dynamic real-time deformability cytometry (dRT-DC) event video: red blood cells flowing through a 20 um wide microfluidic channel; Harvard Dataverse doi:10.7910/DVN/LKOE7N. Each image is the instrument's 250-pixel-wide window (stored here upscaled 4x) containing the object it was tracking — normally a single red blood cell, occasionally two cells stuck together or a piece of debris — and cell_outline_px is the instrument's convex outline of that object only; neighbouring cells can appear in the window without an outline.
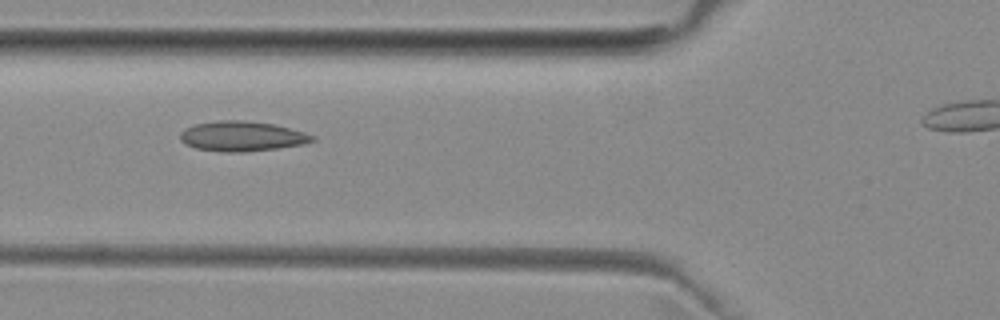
{"species": "common noctule bat (a hibernating species)", "species_latin": "Nyctalus noctula", "temperature_condition": "room temperature", "stored_images_in_passage": 4, "camera_frame_rate_fps": 3000, "um_per_image_px": 0.085, "animal": {"sex": "female", "body_mass_g": 29.2, "forearm_length_mm": 56.3}, "frame": {"image": 1, "passage_image": 2, "time_ms": 1.0, "image_size_px": [1000, 320], "cell_outline_px": [[316, 140], [300, 144], [276, 148], [244, 152], [224, 152], [196, 148], [184, 144], [180, 140], [180, 132], [184, 128], [196, 124], [220, 120], [240, 120], [272, 124], [304, 132], [316, 136]], "centroid_in_image_um": [20.52, 11.58], "position_along_channel_um": 105.3, "area_um2": 22.89}}
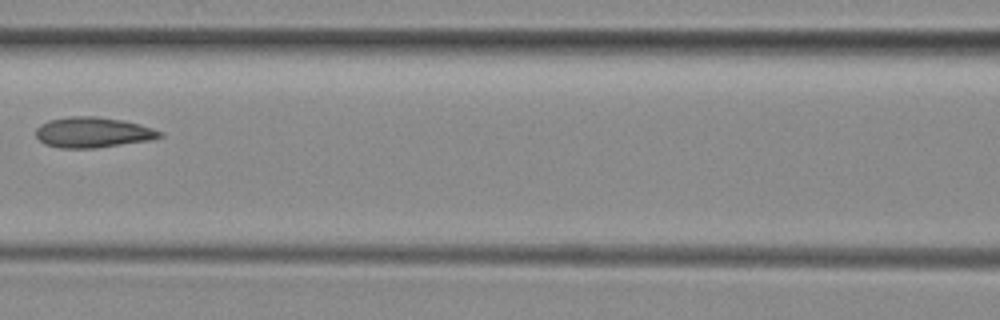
{"frame": {"image": 2, "passage_image": 3, "time_ms": 2.333, "image_size_px": [1000, 320], "cell_outline_px": [[164, 136], [148, 140], [96, 148], [60, 148], [44, 144], [36, 136], [36, 128], [40, 124], [48, 120], [68, 116], [96, 116], [124, 120], [140, 124], [164, 132]], "centroid_in_image_um": [7.88, 11.24], "position_along_channel_um": 158.7, "area_um2": 22.14}}